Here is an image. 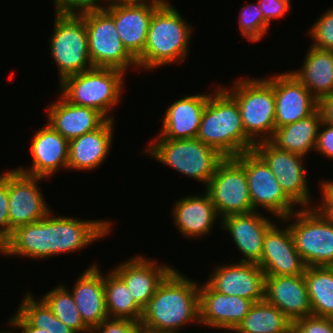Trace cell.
<instances>
[{
    "label": "cell",
    "mask_w": 333,
    "mask_h": 333,
    "mask_svg": "<svg viewBox=\"0 0 333 333\" xmlns=\"http://www.w3.org/2000/svg\"><path fill=\"white\" fill-rule=\"evenodd\" d=\"M35 132L30 147L33 159L31 169H16L44 179L51 178L60 167L68 169L69 141L48 124Z\"/></svg>",
    "instance_id": "7402d4cb"
},
{
    "label": "cell",
    "mask_w": 333,
    "mask_h": 333,
    "mask_svg": "<svg viewBox=\"0 0 333 333\" xmlns=\"http://www.w3.org/2000/svg\"><path fill=\"white\" fill-rule=\"evenodd\" d=\"M114 1L136 2V3H151V4H156V5H165V4L168 3L167 0H114Z\"/></svg>",
    "instance_id": "7dc6e473"
},
{
    "label": "cell",
    "mask_w": 333,
    "mask_h": 333,
    "mask_svg": "<svg viewBox=\"0 0 333 333\" xmlns=\"http://www.w3.org/2000/svg\"><path fill=\"white\" fill-rule=\"evenodd\" d=\"M53 314L75 333H86L91 330L84 324L73 295L63 284L51 289L41 298Z\"/></svg>",
    "instance_id": "e575fe53"
},
{
    "label": "cell",
    "mask_w": 333,
    "mask_h": 333,
    "mask_svg": "<svg viewBox=\"0 0 333 333\" xmlns=\"http://www.w3.org/2000/svg\"><path fill=\"white\" fill-rule=\"evenodd\" d=\"M321 125L319 128L315 151H318L322 155H325V157L333 160V123L322 121Z\"/></svg>",
    "instance_id": "7bdbcfd3"
},
{
    "label": "cell",
    "mask_w": 333,
    "mask_h": 333,
    "mask_svg": "<svg viewBox=\"0 0 333 333\" xmlns=\"http://www.w3.org/2000/svg\"><path fill=\"white\" fill-rule=\"evenodd\" d=\"M208 98L209 94H193L172 103L163 115L162 130L156 139L196 138Z\"/></svg>",
    "instance_id": "d4e9b609"
},
{
    "label": "cell",
    "mask_w": 333,
    "mask_h": 333,
    "mask_svg": "<svg viewBox=\"0 0 333 333\" xmlns=\"http://www.w3.org/2000/svg\"><path fill=\"white\" fill-rule=\"evenodd\" d=\"M321 184V202L316 205L318 210L333 223V181H323Z\"/></svg>",
    "instance_id": "ee69618b"
},
{
    "label": "cell",
    "mask_w": 333,
    "mask_h": 333,
    "mask_svg": "<svg viewBox=\"0 0 333 333\" xmlns=\"http://www.w3.org/2000/svg\"><path fill=\"white\" fill-rule=\"evenodd\" d=\"M58 99L47 110V124L68 141L100 128L108 120L93 108L74 105L62 95Z\"/></svg>",
    "instance_id": "cb8c5ba5"
},
{
    "label": "cell",
    "mask_w": 333,
    "mask_h": 333,
    "mask_svg": "<svg viewBox=\"0 0 333 333\" xmlns=\"http://www.w3.org/2000/svg\"><path fill=\"white\" fill-rule=\"evenodd\" d=\"M92 333H142L143 327L140 322L128 319L106 318Z\"/></svg>",
    "instance_id": "74e56055"
},
{
    "label": "cell",
    "mask_w": 333,
    "mask_h": 333,
    "mask_svg": "<svg viewBox=\"0 0 333 333\" xmlns=\"http://www.w3.org/2000/svg\"><path fill=\"white\" fill-rule=\"evenodd\" d=\"M212 273L206 283L213 290L254 303L264 300L265 273L257 264L237 262L218 266Z\"/></svg>",
    "instance_id": "e0dca14e"
},
{
    "label": "cell",
    "mask_w": 333,
    "mask_h": 333,
    "mask_svg": "<svg viewBox=\"0 0 333 333\" xmlns=\"http://www.w3.org/2000/svg\"><path fill=\"white\" fill-rule=\"evenodd\" d=\"M191 29L175 7L169 3L161 5L151 18L145 49L136 59L138 67L149 70L184 61Z\"/></svg>",
    "instance_id": "277c9868"
},
{
    "label": "cell",
    "mask_w": 333,
    "mask_h": 333,
    "mask_svg": "<svg viewBox=\"0 0 333 333\" xmlns=\"http://www.w3.org/2000/svg\"><path fill=\"white\" fill-rule=\"evenodd\" d=\"M173 223L183 236L197 238L212 230L218 214L209 195H190L177 200L172 211Z\"/></svg>",
    "instance_id": "83f0119b"
},
{
    "label": "cell",
    "mask_w": 333,
    "mask_h": 333,
    "mask_svg": "<svg viewBox=\"0 0 333 333\" xmlns=\"http://www.w3.org/2000/svg\"><path fill=\"white\" fill-rule=\"evenodd\" d=\"M104 291L109 318L141 321L143 309L135 302L125 282L112 269L104 275Z\"/></svg>",
    "instance_id": "d6a6232c"
},
{
    "label": "cell",
    "mask_w": 333,
    "mask_h": 333,
    "mask_svg": "<svg viewBox=\"0 0 333 333\" xmlns=\"http://www.w3.org/2000/svg\"><path fill=\"white\" fill-rule=\"evenodd\" d=\"M253 150L271 169L284 193L297 206L309 207L311 193L307 184V171L302 164L304 156L279 149L270 141L256 143Z\"/></svg>",
    "instance_id": "4fadbf2b"
},
{
    "label": "cell",
    "mask_w": 333,
    "mask_h": 333,
    "mask_svg": "<svg viewBox=\"0 0 333 333\" xmlns=\"http://www.w3.org/2000/svg\"><path fill=\"white\" fill-rule=\"evenodd\" d=\"M142 333H155V332H150V331H147V330L143 329Z\"/></svg>",
    "instance_id": "681fc988"
},
{
    "label": "cell",
    "mask_w": 333,
    "mask_h": 333,
    "mask_svg": "<svg viewBox=\"0 0 333 333\" xmlns=\"http://www.w3.org/2000/svg\"><path fill=\"white\" fill-rule=\"evenodd\" d=\"M199 286L174 268L143 309L140 321L143 329L155 333H177L189 322L200 324Z\"/></svg>",
    "instance_id": "7a4b0ae2"
},
{
    "label": "cell",
    "mask_w": 333,
    "mask_h": 333,
    "mask_svg": "<svg viewBox=\"0 0 333 333\" xmlns=\"http://www.w3.org/2000/svg\"><path fill=\"white\" fill-rule=\"evenodd\" d=\"M102 1L104 2V0H54L55 14H83L101 7Z\"/></svg>",
    "instance_id": "f35d334b"
},
{
    "label": "cell",
    "mask_w": 333,
    "mask_h": 333,
    "mask_svg": "<svg viewBox=\"0 0 333 333\" xmlns=\"http://www.w3.org/2000/svg\"><path fill=\"white\" fill-rule=\"evenodd\" d=\"M23 298L17 313L10 318L16 327L43 328L49 333H75L53 314L42 299L34 300L28 292Z\"/></svg>",
    "instance_id": "1f68e13d"
},
{
    "label": "cell",
    "mask_w": 333,
    "mask_h": 333,
    "mask_svg": "<svg viewBox=\"0 0 333 333\" xmlns=\"http://www.w3.org/2000/svg\"><path fill=\"white\" fill-rule=\"evenodd\" d=\"M114 120L69 141L68 170L90 171L101 165L111 149ZM113 134V135H112Z\"/></svg>",
    "instance_id": "4316f807"
},
{
    "label": "cell",
    "mask_w": 333,
    "mask_h": 333,
    "mask_svg": "<svg viewBox=\"0 0 333 333\" xmlns=\"http://www.w3.org/2000/svg\"><path fill=\"white\" fill-rule=\"evenodd\" d=\"M264 300L295 323L311 315V304L303 275L265 276Z\"/></svg>",
    "instance_id": "ffe728a7"
},
{
    "label": "cell",
    "mask_w": 333,
    "mask_h": 333,
    "mask_svg": "<svg viewBox=\"0 0 333 333\" xmlns=\"http://www.w3.org/2000/svg\"><path fill=\"white\" fill-rule=\"evenodd\" d=\"M291 323L277 307L263 300L252 305L234 330L238 333H288Z\"/></svg>",
    "instance_id": "836d02e7"
},
{
    "label": "cell",
    "mask_w": 333,
    "mask_h": 333,
    "mask_svg": "<svg viewBox=\"0 0 333 333\" xmlns=\"http://www.w3.org/2000/svg\"><path fill=\"white\" fill-rule=\"evenodd\" d=\"M124 73L114 68L93 67L64 78L59 83L60 94L74 105L93 108L114 120L109 111L121 98Z\"/></svg>",
    "instance_id": "5b68a950"
},
{
    "label": "cell",
    "mask_w": 333,
    "mask_h": 333,
    "mask_svg": "<svg viewBox=\"0 0 333 333\" xmlns=\"http://www.w3.org/2000/svg\"><path fill=\"white\" fill-rule=\"evenodd\" d=\"M196 138L223 157H236L255 145L245 134L236 99L223 87L209 94Z\"/></svg>",
    "instance_id": "3957f363"
},
{
    "label": "cell",
    "mask_w": 333,
    "mask_h": 333,
    "mask_svg": "<svg viewBox=\"0 0 333 333\" xmlns=\"http://www.w3.org/2000/svg\"><path fill=\"white\" fill-rule=\"evenodd\" d=\"M0 176L8 183L9 236L16 227L40 221L51 211L37 186L43 178L17 169L3 172Z\"/></svg>",
    "instance_id": "5bb4252c"
},
{
    "label": "cell",
    "mask_w": 333,
    "mask_h": 333,
    "mask_svg": "<svg viewBox=\"0 0 333 333\" xmlns=\"http://www.w3.org/2000/svg\"><path fill=\"white\" fill-rule=\"evenodd\" d=\"M144 151L162 164L196 181L209 183L218 164L225 158L217 150L197 138L155 139Z\"/></svg>",
    "instance_id": "52a82bcc"
},
{
    "label": "cell",
    "mask_w": 333,
    "mask_h": 333,
    "mask_svg": "<svg viewBox=\"0 0 333 333\" xmlns=\"http://www.w3.org/2000/svg\"><path fill=\"white\" fill-rule=\"evenodd\" d=\"M296 219L289 225L297 252L307 267L333 264V223L317 207H302L281 222Z\"/></svg>",
    "instance_id": "ba28073f"
},
{
    "label": "cell",
    "mask_w": 333,
    "mask_h": 333,
    "mask_svg": "<svg viewBox=\"0 0 333 333\" xmlns=\"http://www.w3.org/2000/svg\"><path fill=\"white\" fill-rule=\"evenodd\" d=\"M308 34H310L313 39L312 41H314L311 46L333 50V8L324 12L316 20Z\"/></svg>",
    "instance_id": "8d00e7d4"
},
{
    "label": "cell",
    "mask_w": 333,
    "mask_h": 333,
    "mask_svg": "<svg viewBox=\"0 0 333 333\" xmlns=\"http://www.w3.org/2000/svg\"><path fill=\"white\" fill-rule=\"evenodd\" d=\"M265 276L303 275L306 265L297 252L289 225L281 229L272 224L266 231L260 262Z\"/></svg>",
    "instance_id": "2e32d148"
},
{
    "label": "cell",
    "mask_w": 333,
    "mask_h": 333,
    "mask_svg": "<svg viewBox=\"0 0 333 333\" xmlns=\"http://www.w3.org/2000/svg\"><path fill=\"white\" fill-rule=\"evenodd\" d=\"M10 325L13 326V328H19L21 329L22 333H49L43 328H37V327H16L10 320L8 322Z\"/></svg>",
    "instance_id": "bcb514c9"
},
{
    "label": "cell",
    "mask_w": 333,
    "mask_h": 333,
    "mask_svg": "<svg viewBox=\"0 0 333 333\" xmlns=\"http://www.w3.org/2000/svg\"><path fill=\"white\" fill-rule=\"evenodd\" d=\"M229 331H231V333H232V331L233 332H235V333H238L236 330H234V329H229Z\"/></svg>",
    "instance_id": "f907efd6"
},
{
    "label": "cell",
    "mask_w": 333,
    "mask_h": 333,
    "mask_svg": "<svg viewBox=\"0 0 333 333\" xmlns=\"http://www.w3.org/2000/svg\"><path fill=\"white\" fill-rule=\"evenodd\" d=\"M311 315L333 318V271L328 266L306 267L303 274Z\"/></svg>",
    "instance_id": "4dcf8cb0"
},
{
    "label": "cell",
    "mask_w": 333,
    "mask_h": 333,
    "mask_svg": "<svg viewBox=\"0 0 333 333\" xmlns=\"http://www.w3.org/2000/svg\"><path fill=\"white\" fill-rule=\"evenodd\" d=\"M290 0H259L258 5L261 8L265 21L270 25L274 18H282L291 8Z\"/></svg>",
    "instance_id": "b9f144b4"
},
{
    "label": "cell",
    "mask_w": 333,
    "mask_h": 333,
    "mask_svg": "<svg viewBox=\"0 0 333 333\" xmlns=\"http://www.w3.org/2000/svg\"><path fill=\"white\" fill-rule=\"evenodd\" d=\"M305 57L301 69L292 73L319 101L333 93V50L311 46Z\"/></svg>",
    "instance_id": "f1b7e54d"
},
{
    "label": "cell",
    "mask_w": 333,
    "mask_h": 333,
    "mask_svg": "<svg viewBox=\"0 0 333 333\" xmlns=\"http://www.w3.org/2000/svg\"><path fill=\"white\" fill-rule=\"evenodd\" d=\"M88 35V51L93 67L114 68L125 72L138 67L137 60L124 47L114 19L102 8L83 13Z\"/></svg>",
    "instance_id": "30bf717a"
},
{
    "label": "cell",
    "mask_w": 333,
    "mask_h": 333,
    "mask_svg": "<svg viewBox=\"0 0 333 333\" xmlns=\"http://www.w3.org/2000/svg\"><path fill=\"white\" fill-rule=\"evenodd\" d=\"M110 227L108 220L54 217L50 211L40 221L16 227L0 246V253L32 259L73 253L108 235Z\"/></svg>",
    "instance_id": "6da1fadb"
},
{
    "label": "cell",
    "mask_w": 333,
    "mask_h": 333,
    "mask_svg": "<svg viewBox=\"0 0 333 333\" xmlns=\"http://www.w3.org/2000/svg\"><path fill=\"white\" fill-rule=\"evenodd\" d=\"M241 79L225 89L238 103L245 134L255 144L269 141L276 129L274 76Z\"/></svg>",
    "instance_id": "8992f818"
},
{
    "label": "cell",
    "mask_w": 333,
    "mask_h": 333,
    "mask_svg": "<svg viewBox=\"0 0 333 333\" xmlns=\"http://www.w3.org/2000/svg\"><path fill=\"white\" fill-rule=\"evenodd\" d=\"M71 290L84 324L92 331L108 318L104 275L97 264L83 272Z\"/></svg>",
    "instance_id": "484cf974"
},
{
    "label": "cell",
    "mask_w": 333,
    "mask_h": 333,
    "mask_svg": "<svg viewBox=\"0 0 333 333\" xmlns=\"http://www.w3.org/2000/svg\"><path fill=\"white\" fill-rule=\"evenodd\" d=\"M253 301L213 290L207 283L199 286V320L202 326L235 329L249 313Z\"/></svg>",
    "instance_id": "d6986e66"
},
{
    "label": "cell",
    "mask_w": 333,
    "mask_h": 333,
    "mask_svg": "<svg viewBox=\"0 0 333 333\" xmlns=\"http://www.w3.org/2000/svg\"><path fill=\"white\" fill-rule=\"evenodd\" d=\"M275 128L313 114L318 100L290 71L274 75Z\"/></svg>",
    "instance_id": "ac0fdd59"
},
{
    "label": "cell",
    "mask_w": 333,
    "mask_h": 333,
    "mask_svg": "<svg viewBox=\"0 0 333 333\" xmlns=\"http://www.w3.org/2000/svg\"><path fill=\"white\" fill-rule=\"evenodd\" d=\"M318 109L324 122L333 123V93L322 97L318 101Z\"/></svg>",
    "instance_id": "f6af8a7d"
},
{
    "label": "cell",
    "mask_w": 333,
    "mask_h": 333,
    "mask_svg": "<svg viewBox=\"0 0 333 333\" xmlns=\"http://www.w3.org/2000/svg\"><path fill=\"white\" fill-rule=\"evenodd\" d=\"M221 228L229 231L233 241L244 258L240 262H260L263 240L273 222L258 211L246 214H232L221 220Z\"/></svg>",
    "instance_id": "603a6c76"
},
{
    "label": "cell",
    "mask_w": 333,
    "mask_h": 333,
    "mask_svg": "<svg viewBox=\"0 0 333 333\" xmlns=\"http://www.w3.org/2000/svg\"><path fill=\"white\" fill-rule=\"evenodd\" d=\"M50 54L57 64L59 81L93 68L88 51V35L82 14H55Z\"/></svg>",
    "instance_id": "9c48e42d"
},
{
    "label": "cell",
    "mask_w": 333,
    "mask_h": 333,
    "mask_svg": "<svg viewBox=\"0 0 333 333\" xmlns=\"http://www.w3.org/2000/svg\"><path fill=\"white\" fill-rule=\"evenodd\" d=\"M104 1L107 4L101 7L114 19L115 28L124 47L137 59L145 49L153 13L161 5L114 0Z\"/></svg>",
    "instance_id": "9a60e30c"
},
{
    "label": "cell",
    "mask_w": 333,
    "mask_h": 333,
    "mask_svg": "<svg viewBox=\"0 0 333 333\" xmlns=\"http://www.w3.org/2000/svg\"><path fill=\"white\" fill-rule=\"evenodd\" d=\"M234 158L244 167L254 211L264 208L279 222L295 212L296 204L284 193L271 169L254 150Z\"/></svg>",
    "instance_id": "8fae6325"
},
{
    "label": "cell",
    "mask_w": 333,
    "mask_h": 333,
    "mask_svg": "<svg viewBox=\"0 0 333 333\" xmlns=\"http://www.w3.org/2000/svg\"><path fill=\"white\" fill-rule=\"evenodd\" d=\"M288 333H305L295 323H291L288 329Z\"/></svg>",
    "instance_id": "c3c4849f"
},
{
    "label": "cell",
    "mask_w": 333,
    "mask_h": 333,
    "mask_svg": "<svg viewBox=\"0 0 333 333\" xmlns=\"http://www.w3.org/2000/svg\"><path fill=\"white\" fill-rule=\"evenodd\" d=\"M205 190L220 218L254 211L244 167L234 157L218 164Z\"/></svg>",
    "instance_id": "7c38bea8"
},
{
    "label": "cell",
    "mask_w": 333,
    "mask_h": 333,
    "mask_svg": "<svg viewBox=\"0 0 333 333\" xmlns=\"http://www.w3.org/2000/svg\"><path fill=\"white\" fill-rule=\"evenodd\" d=\"M322 121V114L317 109L304 119L276 128L269 141L279 149L305 157L310 150H315Z\"/></svg>",
    "instance_id": "f546056e"
},
{
    "label": "cell",
    "mask_w": 333,
    "mask_h": 333,
    "mask_svg": "<svg viewBox=\"0 0 333 333\" xmlns=\"http://www.w3.org/2000/svg\"><path fill=\"white\" fill-rule=\"evenodd\" d=\"M295 324L305 333H333V318L309 315Z\"/></svg>",
    "instance_id": "ab89813d"
},
{
    "label": "cell",
    "mask_w": 333,
    "mask_h": 333,
    "mask_svg": "<svg viewBox=\"0 0 333 333\" xmlns=\"http://www.w3.org/2000/svg\"><path fill=\"white\" fill-rule=\"evenodd\" d=\"M239 13V29L250 42H259L268 32L269 24L265 21L258 3L243 6Z\"/></svg>",
    "instance_id": "d590c367"
},
{
    "label": "cell",
    "mask_w": 333,
    "mask_h": 333,
    "mask_svg": "<svg viewBox=\"0 0 333 333\" xmlns=\"http://www.w3.org/2000/svg\"><path fill=\"white\" fill-rule=\"evenodd\" d=\"M174 268L138 254L120 263L113 271L125 282L135 302L144 309L157 287Z\"/></svg>",
    "instance_id": "44dd1931"
},
{
    "label": "cell",
    "mask_w": 333,
    "mask_h": 333,
    "mask_svg": "<svg viewBox=\"0 0 333 333\" xmlns=\"http://www.w3.org/2000/svg\"><path fill=\"white\" fill-rule=\"evenodd\" d=\"M9 237L8 183L0 176V246Z\"/></svg>",
    "instance_id": "60d3db41"
}]
</instances>
